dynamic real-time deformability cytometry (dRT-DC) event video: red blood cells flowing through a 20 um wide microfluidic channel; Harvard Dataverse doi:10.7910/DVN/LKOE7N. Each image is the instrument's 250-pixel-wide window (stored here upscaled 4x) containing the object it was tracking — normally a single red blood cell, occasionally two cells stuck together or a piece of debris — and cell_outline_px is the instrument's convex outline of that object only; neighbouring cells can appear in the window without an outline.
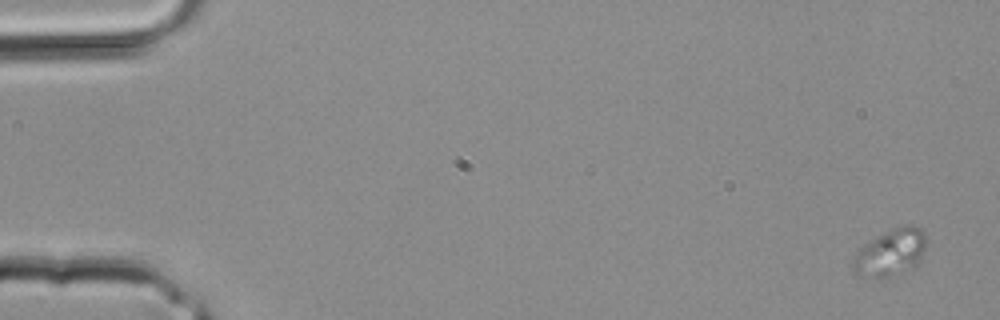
{"species": "common noctule bat (a hibernating species)", "species_latin": "Nyctalus noctula", "temperature_condition": "room temperature", "stored_images_in_passage": 4, "camera_frame_rate_fps": 3000, "um_per_image_px": 0.085, "animal": {"sex": "male", "body_mass_g": 20.4}, "frame": {"image": 1, "passage_image": 1, "time_ms": 0.0, "image_size_px": [1000, 320], "cell_outline_px": [[924, 248], [920, 260], [912, 268], [888, 280], [860, 276], [856, 272], [852, 264], [852, 256], [864, 244], [884, 232], [892, 228], [908, 224], [912, 224], [920, 228], [924, 232]], "centroid_in_image_um": [75.67, 21.5], "position_along_channel_um": 9.3, "area_um2": 20.35}}
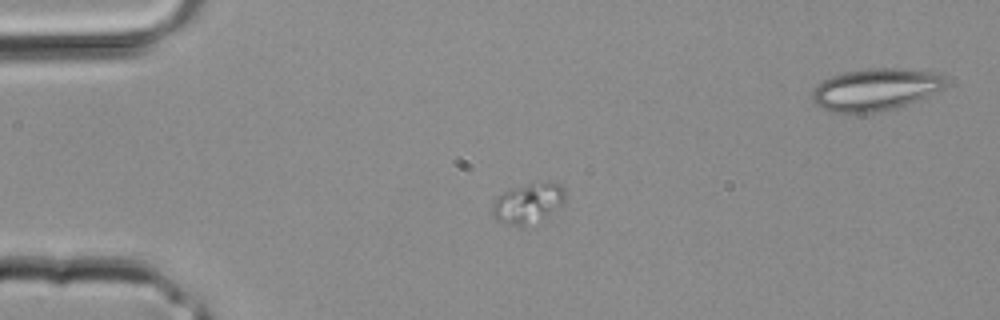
{"frame": {"image": 2, "passage_image": 3, "time_ms": 0.667, "image_size_px": [1000, 320], "cell_outline_px": [[564, 204], [560, 208], [524, 224], [508, 224], [496, 220], [492, 212], [492, 204], [496, 196], [512, 188], [528, 184], [560, 184], [564, 188]], "centroid_in_image_um": [44.84, 17.25], "position_along_channel_um": 40.2, "area_um2": 16.13}}